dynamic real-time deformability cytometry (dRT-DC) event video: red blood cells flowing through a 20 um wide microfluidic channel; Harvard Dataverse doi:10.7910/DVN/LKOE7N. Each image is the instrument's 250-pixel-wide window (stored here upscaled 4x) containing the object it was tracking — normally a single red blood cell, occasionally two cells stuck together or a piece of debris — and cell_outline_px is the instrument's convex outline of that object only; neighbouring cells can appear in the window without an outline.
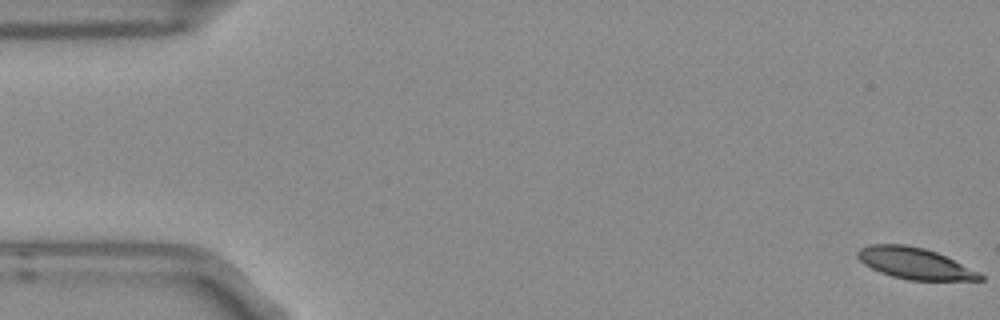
{"species": "Egyptian fruit bat (a non-hibernating species)", "species_latin": "Rousettus aegyptiacus", "temperature_condition": "room temperature", "stored_images_in_passage": 5, "camera_frame_rate_fps": 3000, "um_per_image_px": 0.085, "frame": {"image": 1, "passage_image": 1, "time_ms": 0.0, "image_size_px": [1000, 320], "cell_outline_px": [[984, 280], [908, 280], [892, 276], [880, 272], [864, 264], [856, 256], [856, 252], [860, 248], [868, 244], [904, 244], [924, 248], [936, 252], [980, 272], [984, 276]], "centroid_in_image_um": [77.74, 22.38], "position_along_channel_um": 7.3, "area_um2": 22.31}}
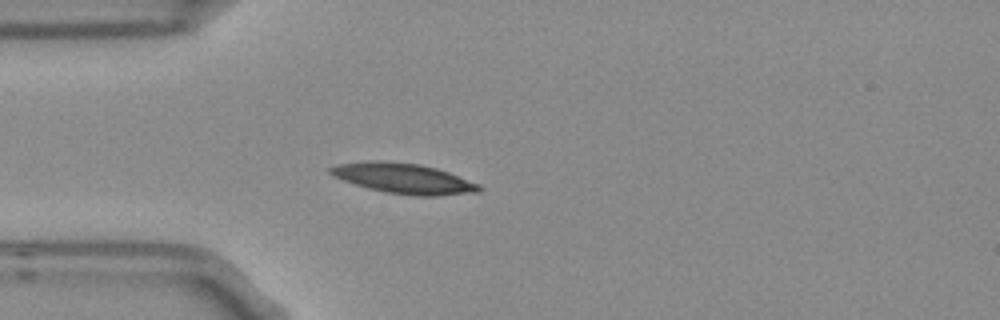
{"frame": {"image": 2, "passage_image": 5, "time_ms": 1.333, "image_size_px": [1000, 320], "cell_outline_px": [[484, 188], [480, 192], [436, 196], [416, 196], [384, 192], [368, 188], [344, 180], [328, 172], [328, 168], [336, 164], [368, 160], [380, 160], [420, 164], [436, 168], [448, 172], [480, 184]], "centroid_in_image_um": [34.33, 15.16], "position_along_channel_um": 50.7, "area_um2": 26.36}}